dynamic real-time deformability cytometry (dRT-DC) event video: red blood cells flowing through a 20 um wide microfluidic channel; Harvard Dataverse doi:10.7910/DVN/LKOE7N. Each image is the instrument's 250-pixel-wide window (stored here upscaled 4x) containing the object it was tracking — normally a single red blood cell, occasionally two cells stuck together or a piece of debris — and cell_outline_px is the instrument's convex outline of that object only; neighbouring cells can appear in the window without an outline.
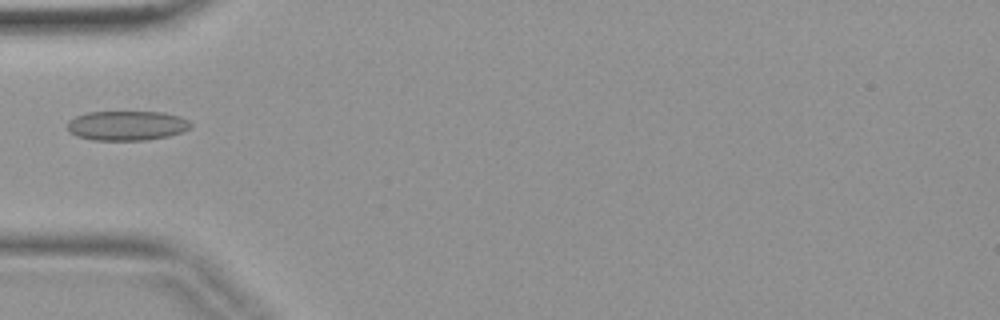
{"species": "common noctule bat (a hibernating species)", "species_latin": "Nyctalus noctula", "temperature_condition": "warm", "stored_images_in_passage": 4, "camera_frame_rate_fps": 3000, "um_per_image_px": 0.085, "animal": {"sex": "female", "body_mass_g": 19.9}, "frame": {"image": 1, "passage_image": 4, "time_ms": 1.0, "image_size_px": [1000, 320], "cell_outline_px": [[192, 128], [184, 132], [168, 136], [148, 140], [92, 140], [76, 136], [68, 132], [68, 120], [76, 116], [88, 112], [160, 112], [180, 116], [188, 120], [192, 124]], "centroid_in_image_um": [10.8, 10.68], "position_along_channel_um": 74.2, "area_um2": 21.5}}